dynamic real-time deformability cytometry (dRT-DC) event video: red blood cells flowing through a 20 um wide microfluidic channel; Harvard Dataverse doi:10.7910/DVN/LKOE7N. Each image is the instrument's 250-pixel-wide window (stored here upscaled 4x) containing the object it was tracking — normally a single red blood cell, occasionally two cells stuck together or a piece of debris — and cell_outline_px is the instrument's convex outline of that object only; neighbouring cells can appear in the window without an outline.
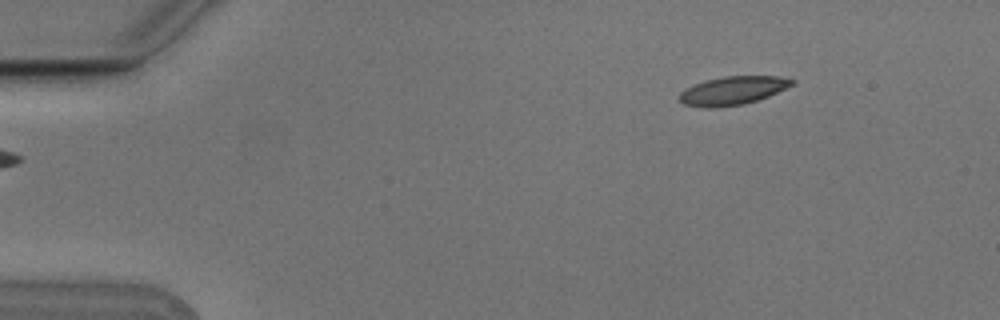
{"species": "Egyptian fruit bat (a non-hibernating species)", "species_latin": "Rousettus aegyptiacus", "temperature_condition": "cold", "stored_images_in_passage": 2, "camera_frame_rate_fps": 3000, "um_per_image_px": 0.085, "animal": {"sex": "male"}, "frame": {"image": 1, "passage_image": 2, "time_ms": 0.333, "image_size_px": [1000, 320], "cell_outline_px": [[796, 84], [768, 96], [744, 104], [712, 108], [708, 108], [684, 104], [680, 100], [680, 92], [684, 88], [704, 80], [724, 76], [780, 76], [796, 80]], "centroid_in_image_um": [62.3, 7.68], "position_along_channel_um": 22.7, "area_um2": 18.73}}